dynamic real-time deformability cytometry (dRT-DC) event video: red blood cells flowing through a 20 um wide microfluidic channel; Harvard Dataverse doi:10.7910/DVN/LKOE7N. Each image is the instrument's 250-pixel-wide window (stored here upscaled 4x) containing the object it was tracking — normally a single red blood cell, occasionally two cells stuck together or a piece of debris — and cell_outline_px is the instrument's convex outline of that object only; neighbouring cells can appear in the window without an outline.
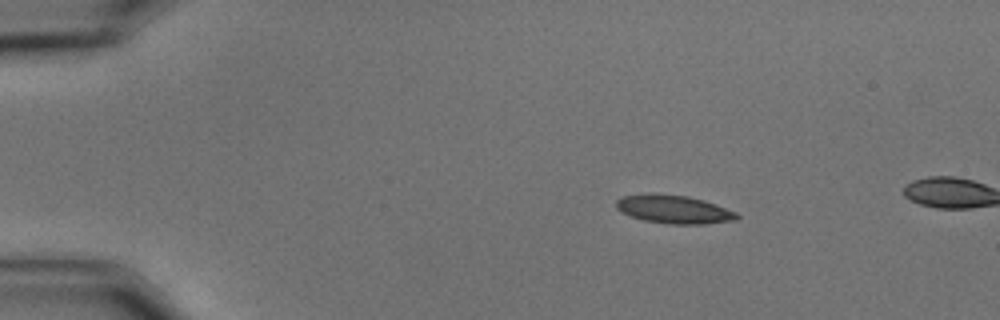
{"species": "common noctule bat (a hibernating species)", "species_latin": "Nyctalus noctula", "temperature_condition": "cold", "stored_images_in_passage": 16, "camera_frame_rate_fps": 3000, "um_per_image_px": 0.085, "animal": {"sex": "male", "body_mass_g": 15.6}, "frame": {"image": 1, "passage_image": 10, "time_ms": 3.0, "image_size_px": [1000, 320], "cell_outline_px": [[740, 216], [736, 220], [704, 224], [668, 224], [644, 220], [632, 216], [616, 208], [616, 200], [620, 196], [648, 192], [656, 192], [688, 196], [704, 200], [716, 204], [736, 212]], "centroid_in_image_um": [57.26, 17.77], "position_along_channel_um": 27.7, "area_um2": 20.23}}